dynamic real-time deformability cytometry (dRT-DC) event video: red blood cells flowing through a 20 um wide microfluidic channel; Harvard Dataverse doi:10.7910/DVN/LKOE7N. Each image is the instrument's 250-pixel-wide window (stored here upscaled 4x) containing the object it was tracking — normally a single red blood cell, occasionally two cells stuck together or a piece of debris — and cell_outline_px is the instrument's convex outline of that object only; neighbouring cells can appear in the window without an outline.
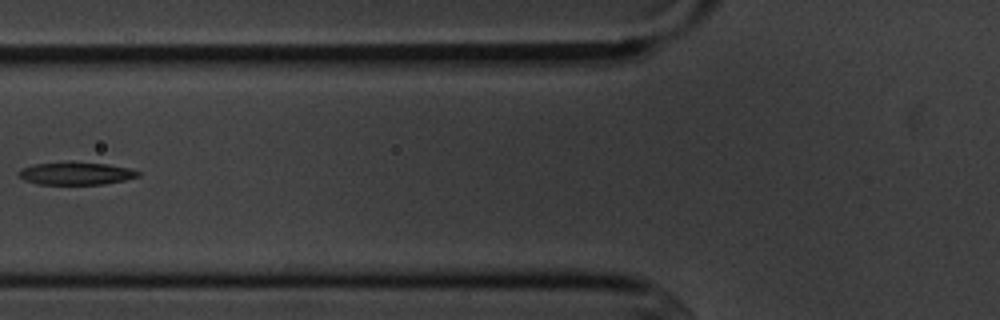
{"species": "common noctule bat (a hibernating species)", "species_latin": "Nyctalus noctula", "temperature_condition": "cold", "stored_images_in_passage": 7, "camera_frame_rate_fps": 3000, "um_per_image_px": 0.085, "animal": {"sex": "male", "body_mass_g": 20.1, "forearm_length_mm": 53.5}, "frame": {"image": 1, "passage_image": 6, "time_ms": 7.0, "image_size_px": [1000, 320], "cell_outline_px": [[140, 176], [124, 180], [104, 184], [36, 184], [24, 180], [16, 172], [20, 168], [32, 164], [72, 160], [108, 164], [128, 168], [140, 172]], "centroid_in_image_um": [6.4, 14.71], "position_along_channel_um": 119.4, "area_um2": 16.24}}
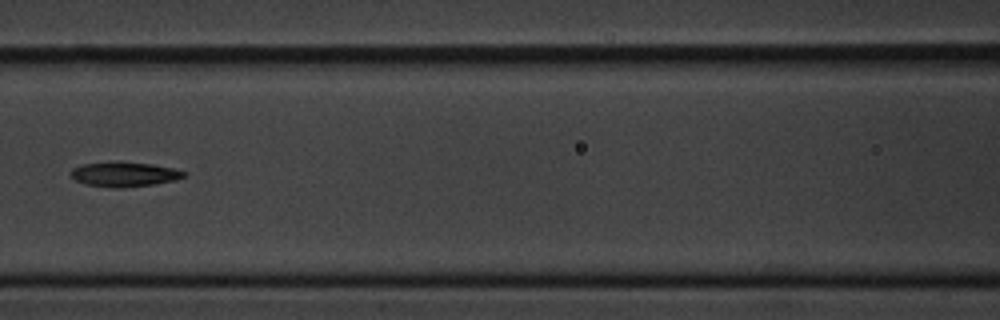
{"frame": {"image": 2, "passage_image": 7, "time_ms": 8.0, "image_size_px": [1000, 320], "cell_outline_px": [[188, 176], [176, 180], [152, 184], [120, 188], [112, 188], [84, 184], [76, 180], [72, 176], [72, 168], [84, 164], [112, 160], [152, 164], [172, 168], [188, 172]], "centroid_in_image_um": [10.59, 14.8], "position_along_channel_um": 156.0, "area_um2": 16.53}}